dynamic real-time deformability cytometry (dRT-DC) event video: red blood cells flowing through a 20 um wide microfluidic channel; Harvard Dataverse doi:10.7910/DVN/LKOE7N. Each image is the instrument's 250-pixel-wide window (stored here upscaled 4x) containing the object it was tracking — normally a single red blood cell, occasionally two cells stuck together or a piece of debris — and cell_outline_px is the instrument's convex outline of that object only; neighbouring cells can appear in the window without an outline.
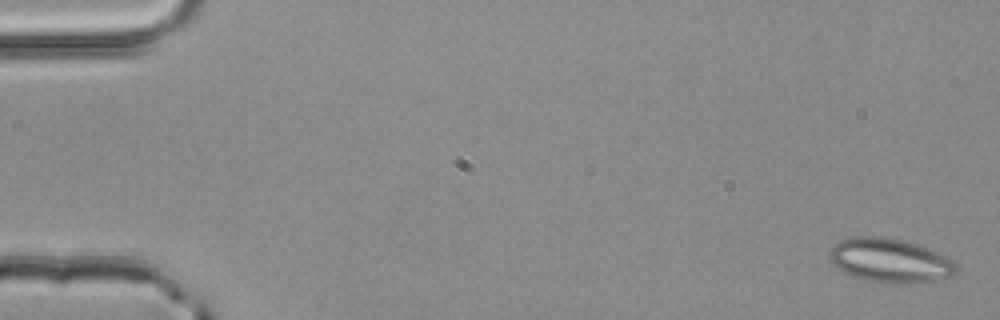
{"species": "common noctule bat (a hibernating species)", "species_latin": "Nyctalus noctula", "temperature_condition": "room temperature", "stored_images_in_passage": 3, "camera_frame_rate_fps": 3000, "um_per_image_px": 0.085, "animal": {"sex": "male", "body_mass_g": 20.4}, "frame": {"image": 1, "passage_image": 1, "time_ms": 0.0, "image_size_px": [1000, 320], "cell_outline_px": [[956, 272], [952, 276], [932, 280], [908, 284], [888, 284], [868, 280], [852, 276], [836, 268], [832, 264], [828, 256], [828, 252], [840, 240], [852, 236], [880, 236], [900, 240], [916, 244], [940, 252], [948, 256], [956, 264]], "centroid_in_image_um": [75.63, 22.14], "position_along_channel_um": 9.4, "area_um2": 32.77}}